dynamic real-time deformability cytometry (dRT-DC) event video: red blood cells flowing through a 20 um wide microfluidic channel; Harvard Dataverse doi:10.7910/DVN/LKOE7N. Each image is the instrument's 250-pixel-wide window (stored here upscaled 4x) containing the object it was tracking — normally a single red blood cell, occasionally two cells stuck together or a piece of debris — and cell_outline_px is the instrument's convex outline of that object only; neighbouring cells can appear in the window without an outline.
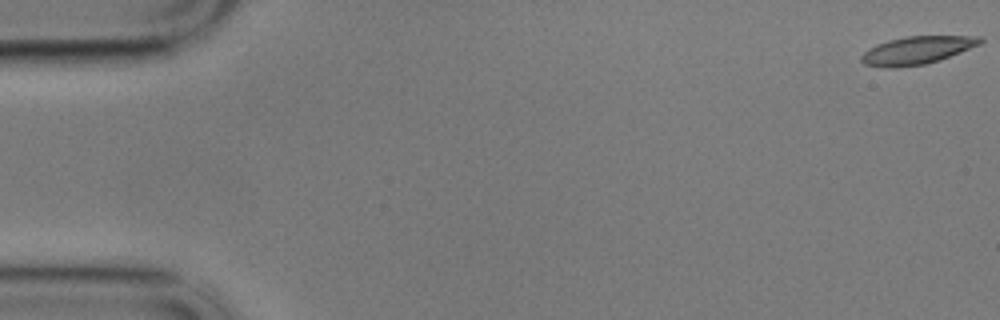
{"species": "common noctule bat (a hibernating species)", "species_latin": "Nyctalus noctula", "temperature_condition": "cold", "stored_images_in_passage": 59, "camera_frame_rate_fps": 3000, "um_per_image_px": 0.085, "animal": {"sex": "male", "body_mass_g": 17.9}, "frame": {"image": 1, "passage_image": 1, "time_ms": 0.0, "image_size_px": [1000, 320], "cell_outline_px": [[984, 40], [980, 44], [940, 60], [924, 64], [896, 68], [884, 68], [864, 64], [860, 60], [860, 56], [868, 48], [876, 44], [888, 40], [908, 36], [980, 36]], "centroid_in_image_um": [77.9, 4.28], "position_along_channel_um": 7.1, "area_um2": 19.36}}
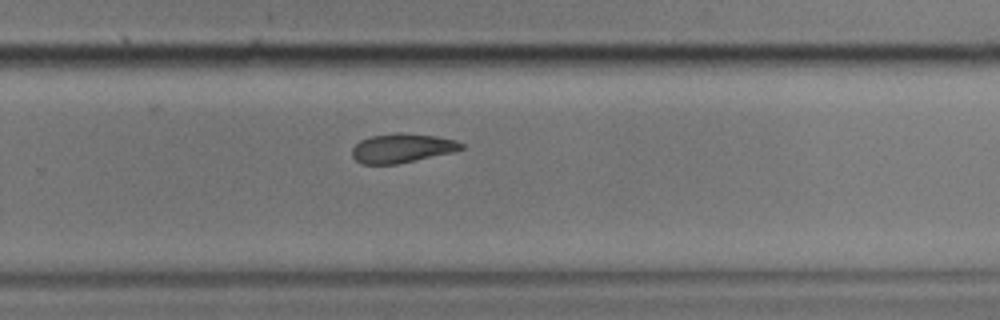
{"frame": {"image": 2, "passage_image": 39, "time_ms": 12.667, "image_size_px": [1000, 320], "cell_outline_px": [[464, 148], [452, 152], [396, 164], [364, 164], [356, 160], [352, 156], [352, 148], [360, 140], [372, 136], [392, 132], [400, 132], [436, 136], [456, 140], [464, 144]], "centroid_in_image_um": [34.16, 12.58], "position_along_channel_um": 295.6, "area_um2": 18.5}}
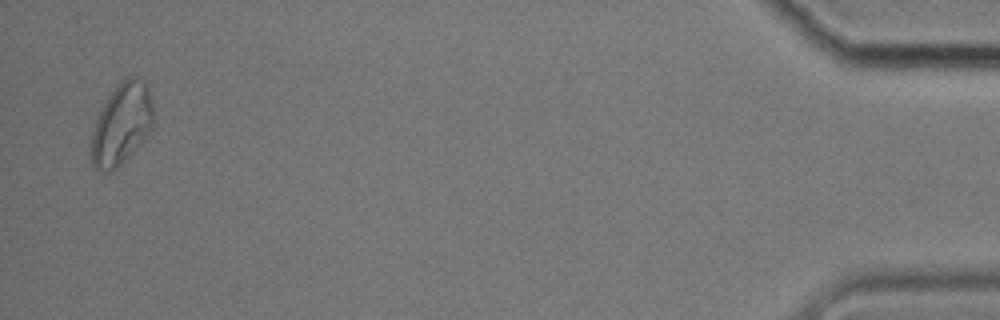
{"frame": {"image": 3, "passage_image": 58, "time_ms": 19.0, "image_size_px": [1000, 320], "cell_outline_px": [[152, 128], [144, 140], [116, 168], [108, 172], [104, 172], [92, 168], [92, 132], [96, 116], [108, 96], [120, 80], [128, 76], [140, 76], [144, 80], [148, 88], [152, 104]], "centroid_in_image_um": [10.33, 10.5], "position_along_channel_um": 424.9, "area_um2": 29.48}, "authors_computed_cell_mechanics": {"area_um2": 19.7098, "velocity_mm_per_s": 3.3837, "shape_relaxation_time_tau1_ms": 4.9148, "shape_relaxation_time_tau2_ms": 6.0259, "deformation_change_tau1": 0.1403, "deformation_change_tau2": 0.1281}}